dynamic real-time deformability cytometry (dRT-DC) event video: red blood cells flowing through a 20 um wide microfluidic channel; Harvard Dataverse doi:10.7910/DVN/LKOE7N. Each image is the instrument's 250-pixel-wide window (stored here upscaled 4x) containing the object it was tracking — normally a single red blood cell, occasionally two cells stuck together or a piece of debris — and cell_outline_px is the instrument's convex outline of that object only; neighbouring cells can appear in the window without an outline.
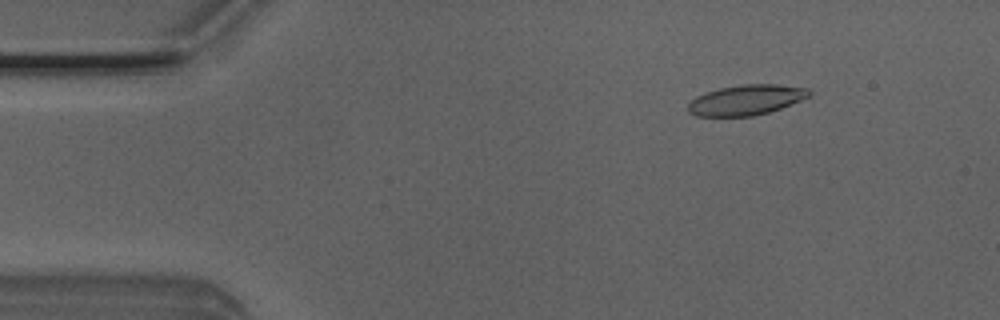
{"species": "Egyptian fruit bat (a non-hibernating species)", "species_latin": "Rousettus aegyptiacus", "temperature_condition": "room temperature", "stored_images_in_passage": 51, "camera_frame_rate_fps": 3000, "um_per_image_px": 0.085, "animal": {"sex": "male"}, "frame": {"image": 1, "passage_image": 7, "time_ms": 2.0, "image_size_px": [1000, 320], "cell_outline_px": [[812, 92], [808, 96], [800, 100], [780, 108], [768, 112], [752, 116], [696, 116], [688, 112], [688, 104], [696, 96], [704, 92], [720, 88], [744, 84], [776, 84], [808, 88]], "centroid_in_image_um": [63.39, 8.49], "position_along_channel_um": 21.6, "area_um2": 21.21}}
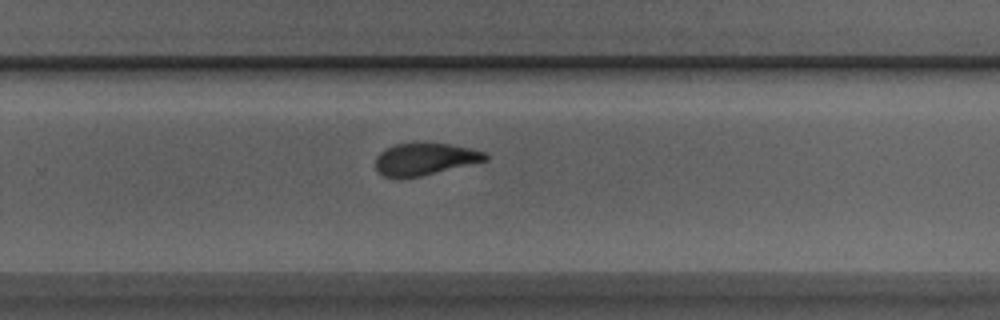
{"frame": {"image": 2, "passage_image": 33, "time_ms": 10.667, "image_size_px": [1000, 320], "cell_outline_px": [[488, 160], [420, 176], [384, 176], [376, 168], [376, 156], [380, 152], [396, 144], [452, 144], [472, 148], [484, 152], [488, 156]], "centroid_in_image_um": [36.16, 13.51], "position_along_channel_um": 293.6, "area_um2": 19.88}}
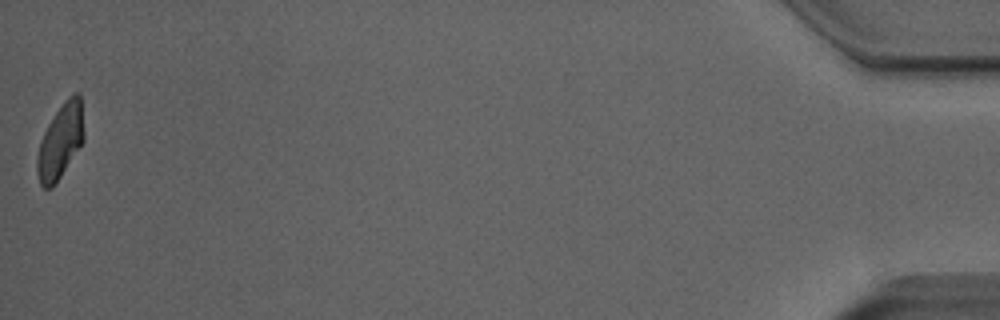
{"frame": {"image": 3, "passage_image": 51, "time_ms": 16.667, "image_size_px": [1000, 320], "cell_outline_px": [[84, 140], [56, 184], [52, 188], [44, 188], [40, 184], [36, 172], [36, 160], [40, 140], [48, 124], [64, 100], [68, 96], [76, 92], [80, 92], [84, 132]], "centroid_in_image_um": [5.13, 12.02], "position_along_channel_um": 430.1, "area_um2": 20.46}, "authors_computed_cell_mechanics": {"area_um2": 21.4438, "velocity_mm_per_s": 4.0135, "shape_relaxation_time_tau1_ms": 3.7269, "shape_relaxation_time_tau2_ms": 1.6121, "deformation_change_tau1": 0.1546, "deformation_change_tau2": 0.0916}}